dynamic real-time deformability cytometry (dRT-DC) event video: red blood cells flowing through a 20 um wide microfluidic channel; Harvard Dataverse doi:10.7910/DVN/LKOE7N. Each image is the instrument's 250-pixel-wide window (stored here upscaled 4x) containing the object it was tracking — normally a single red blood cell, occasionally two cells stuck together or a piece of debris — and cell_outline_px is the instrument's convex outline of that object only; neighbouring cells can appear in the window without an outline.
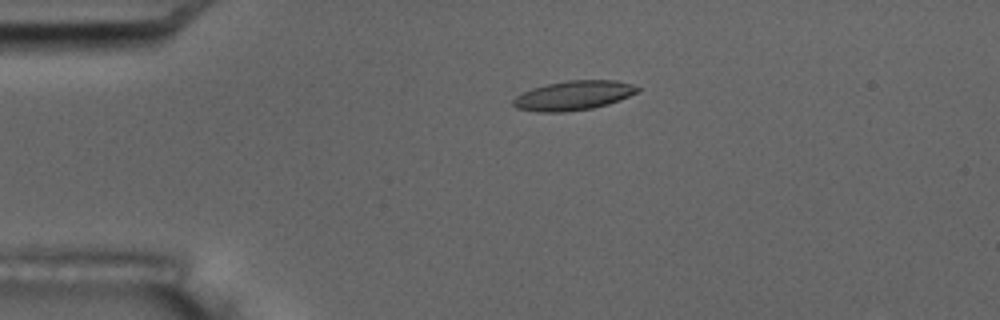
{"species": "common noctule bat (a hibernating species)", "species_latin": "Nyctalus noctula", "temperature_condition": "room temperature", "stored_images_in_passage": 4, "camera_frame_rate_fps": 3000, "um_per_image_px": 0.085, "animal": {"sex": "male", "body_mass_g": 17.5, "forearm_length_mm": 52.3}, "frame": {"image": 1, "passage_image": 3, "time_ms": 2.333, "image_size_px": [1000, 320], "cell_outline_px": [[640, 88], [636, 92], [620, 100], [608, 104], [592, 108], [564, 112], [536, 112], [516, 108], [512, 104], [512, 100], [516, 96], [532, 88], [548, 84], [568, 80], [616, 80], [632, 84]], "centroid_in_image_um": [48.72, 8.12], "position_along_channel_um": 36.3, "area_um2": 21.21}}